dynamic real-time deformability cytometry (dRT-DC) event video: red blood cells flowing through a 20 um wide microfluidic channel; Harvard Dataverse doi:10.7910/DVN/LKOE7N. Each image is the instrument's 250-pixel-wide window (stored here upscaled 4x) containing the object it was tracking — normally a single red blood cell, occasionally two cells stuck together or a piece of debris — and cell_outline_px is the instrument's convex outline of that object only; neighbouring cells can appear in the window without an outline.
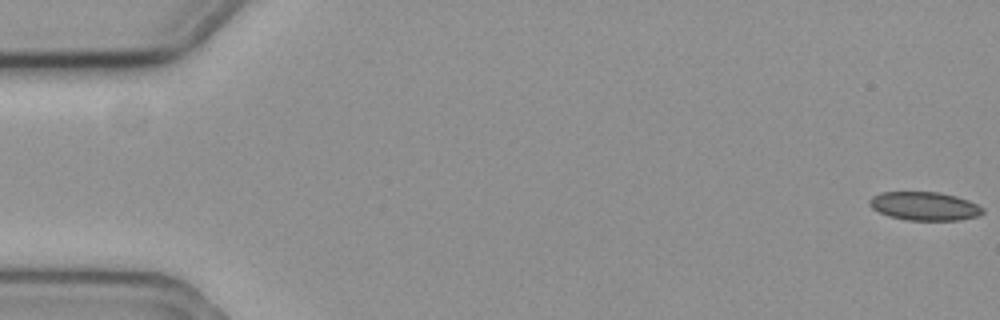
{"species": "common noctule bat (a hibernating species)", "species_latin": "Nyctalus noctula", "temperature_condition": "cold", "stored_images_in_passage": 59, "camera_frame_rate_fps": 3000, "um_per_image_px": 0.085, "animal": {"sex": "female", "body_mass_g": 19.3, "forearm_length_mm": 54.1}, "frame": {"image": 1, "passage_image": 1, "time_ms": 0.0, "image_size_px": [1000, 320], "cell_outline_px": [[984, 212], [976, 216], [960, 220], [908, 220], [888, 216], [872, 208], [868, 204], [868, 200], [872, 196], [880, 192], [940, 192], [956, 196], [968, 200], [984, 208]], "centroid_in_image_um": [78.56, 17.51], "position_along_channel_um": 6.4, "area_um2": 18.84}}
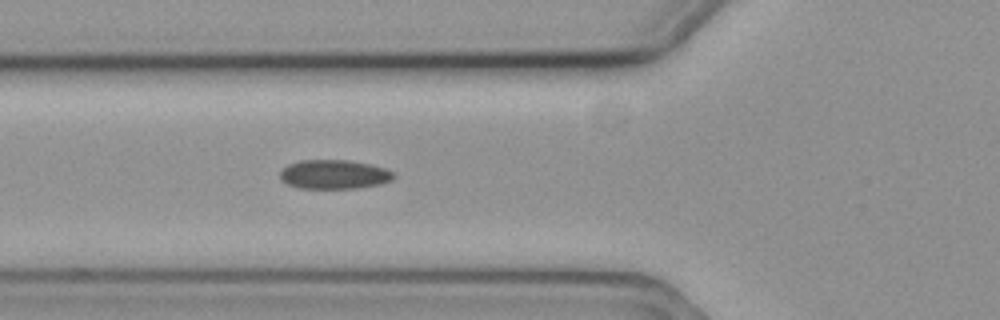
{"frame": {"image": 2, "passage_image": 22, "time_ms": 7.0, "image_size_px": [1000, 320], "cell_outline_px": [[396, 176], [392, 180], [380, 184], [356, 188], [300, 188], [288, 184], [280, 180], [280, 172], [288, 164], [300, 160], [348, 160], [368, 164], [384, 168], [392, 172]], "centroid_in_image_um": [28.38, 14.82], "position_along_channel_um": 97.4, "area_um2": 19.19}}
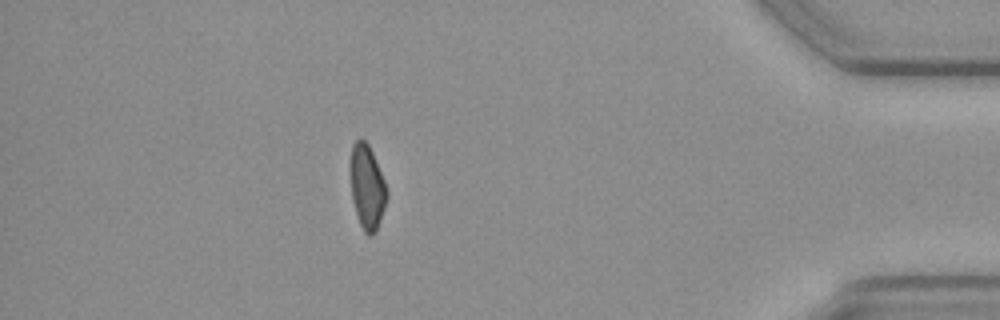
{"frame": {"image": 3, "passage_image": 52, "time_ms": 17.0, "image_size_px": [1000, 320], "cell_outline_px": [[388, 196], [380, 220], [372, 236], [368, 236], [364, 232], [360, 224], [352, 200], [352, 144], [356, 140], [364, 140], [368, 144], [372, 152], [384, 180], [388, 192]], "centroid_in_image_um": [31.23, 15.93], "position_along_channel_um": 404.0, "area_um2": 17.28}, "authors_computed_cell_mechanics": {"area_um2": 19.1896, "velocity_mm_per_s": 3.5571, "shape_relaxation_time_tau1_ms": null, "shape_relaxation_time_tau2_ms": 6.1898, "deformation_change_tau1": null, "deformation_change_tau2": 0.125}}